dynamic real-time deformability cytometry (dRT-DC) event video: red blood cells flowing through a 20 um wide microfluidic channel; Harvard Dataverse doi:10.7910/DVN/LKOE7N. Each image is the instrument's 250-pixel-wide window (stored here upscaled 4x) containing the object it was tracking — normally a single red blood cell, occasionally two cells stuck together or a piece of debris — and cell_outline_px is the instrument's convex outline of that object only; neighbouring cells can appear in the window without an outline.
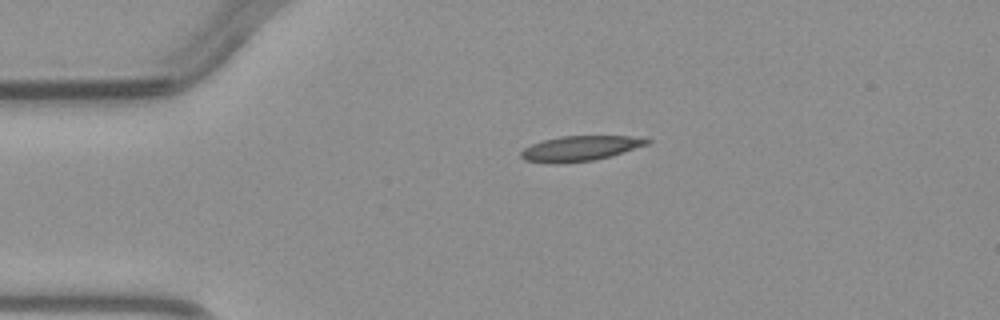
{"species": "common noctule bat (a hibernating species)", "species_latin": "Nyctalus noctula", "temperature_condition": "warm", "stored_images_in_passage": 2, "camera_frame_rate_fps": 3000, "um_per_image_px": 0.085, "animal": {"sex": "male", "body_mass_g": 23.1, "forearm_length_mm": 52.7}, "frame": {"image": 1, "passage_image": 1, "time_ms": 0.0, "image_size_px": [1000, 320], "cell_outline_px": [[652, 140], [648, 144], [612, 156], [592, 160], [548, 164], [524, 160], [520, 156], [520, 152], [524, 148], [532, 144], [544, 140], [560, 136], [632, 136]], "centroid_in_image_um": [49.29, 12.61], "position_along_channel_um": 35.7, "area_um2": 18.38}}